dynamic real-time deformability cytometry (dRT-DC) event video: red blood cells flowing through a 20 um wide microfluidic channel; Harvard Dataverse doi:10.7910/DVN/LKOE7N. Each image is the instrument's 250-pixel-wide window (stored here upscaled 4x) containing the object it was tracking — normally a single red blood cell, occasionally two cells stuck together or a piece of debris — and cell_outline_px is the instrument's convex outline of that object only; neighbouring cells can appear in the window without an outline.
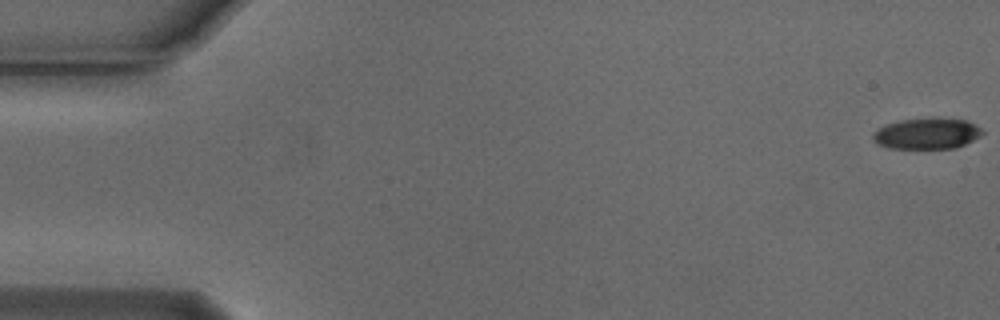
{"species": "Egyptian fruit bat (a non-hibernating species)", "species_latin": "Rousettus aegyptiacus", "temperature_condition": "cold", "stored_images_in_passage": 43, "camera_frame_rate_fps": 3000, "um_per_image_px": 0.085, "animal": {"sex": "male"}, "frame": {"image": 1, "passage_image": 1, "time_ms": 0.0, "image_size_px": [1000, 320], "cell_outline_px": [[984, 132], [980, 136], [956, 148], [888, 148], [876, 144], [872, 140], [872, 132], [888, 124], [900, 120], [928, 116], [964, 120], [976, 124]], "centroid_in_image_um": [78.76, 11.33], "position_along_channel_um": 6.2, "area_um2": 20.06}}
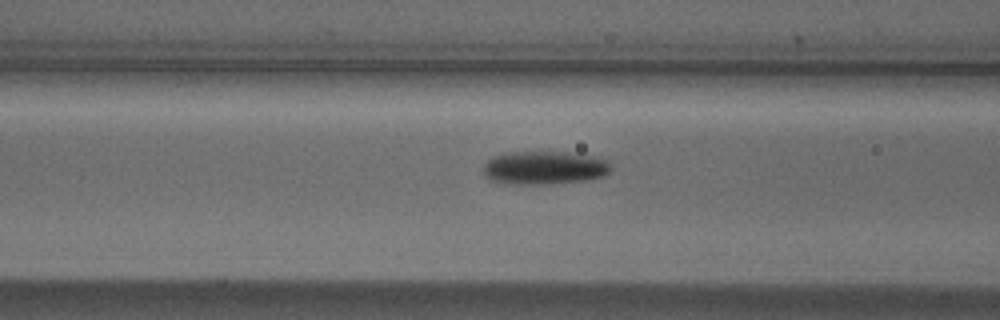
{"frame": {"image": 2, "passage_image": 22, "time_ms": 7.0, "image_size_px": [1000, 320], "cell_outline_px": [[612, 172], [604, 176], [584, 180], [544, 184], [512, 184], [492, 180], [484, 172], [484, 164], [492, 156], [504, 152], [584, 152], [608, 160], [612, 164]], "centroid_in_image_um": [46.37, 14.23], "position_along_channel_um": 120.2, "area_um2": 25.2}}
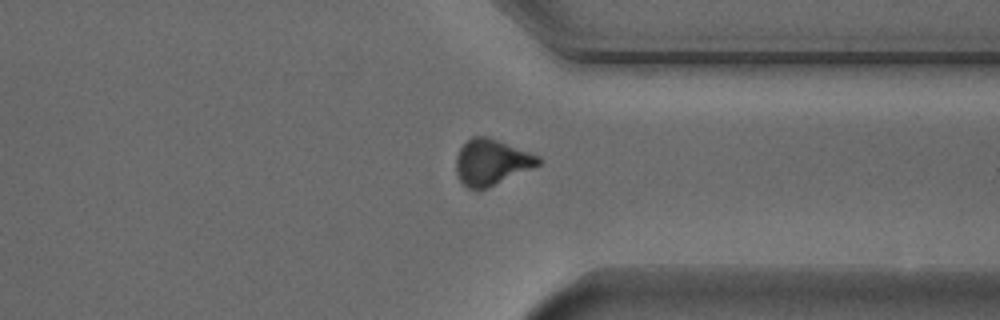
{"frame": {"image": 3, "passage_image": 42, "time_ms": 13.667, "image_size_px": [1000, 320], "cell_outline_px": [[544, 160], [540, 164], [488, 188], [476, 192], [468, 188], [460, 180], [456, 172], [456, 156], [460, 148], [472, 136], [488, 136], [540, 156]], "centroid_in_image_um": [41.77, 13.8], "position_along_channel_um": 369.6, "area_um2": 22.14}}